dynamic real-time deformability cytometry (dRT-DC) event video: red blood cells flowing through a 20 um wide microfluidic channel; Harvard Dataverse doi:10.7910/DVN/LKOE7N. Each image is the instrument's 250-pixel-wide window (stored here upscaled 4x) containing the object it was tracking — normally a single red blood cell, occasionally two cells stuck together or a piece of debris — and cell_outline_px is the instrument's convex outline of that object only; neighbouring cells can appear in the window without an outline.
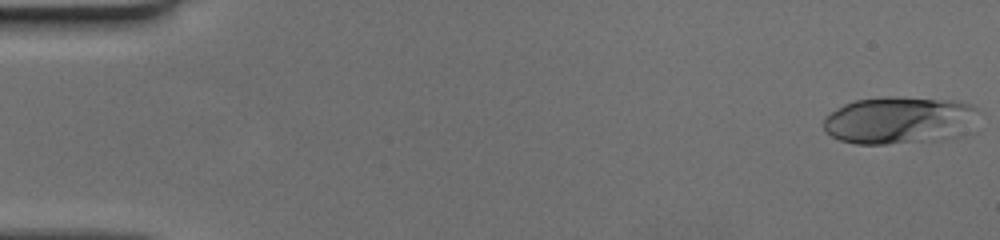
{"species": "human", "species_latin": "Homo sapiens", "temperature_condition": "cold", "stored_images_in_passage": 50, "camera_frame_rate_fps": 3000, "um_per_image_px": 0.085, "donor": {"sex": "female"}, "frame": {"image": 1, "passage_image": 1, "time_ms": 0.0, "image_size_px": [1000, 240], "cell_outline_px": [[976, 108], [960, 136], [940, 140], [888, 144], [856, 144], [840, 140], [824, 132], [824, 120], [832, 112], [844, 104], [856, 100], [884, 96], [904, 96], [960, 100], [972, 104]], "centroid_in_image_um": [76.38, 10.2], "position_along_channel_um": 8.6, "area_um2": 42.66}}
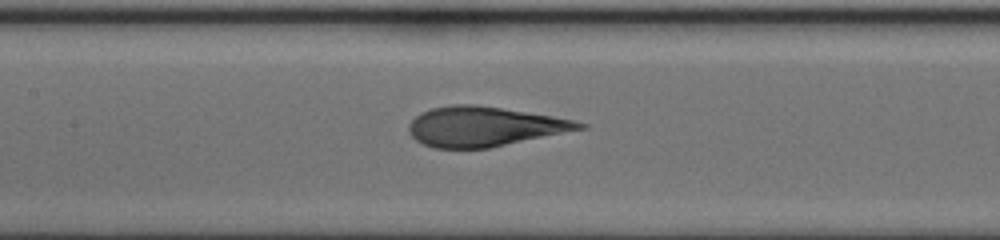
{"frame": {"image": 2, "passage_image": 24, "time_ms": 7.667, "image_size_px": [1000, 240], "cell_outline_px": [[588, 128], [488, 148], [436, 148], [424, 144], [416, 140], [408, 132], [408, 124], [420, 112], [432, 108], [452, 104], [472, 104], [500, 108], [552, 116], [572, 120], [588, 124]], "centroid_in_image_um": [41.14, 10.75], "position_along_channel_um": 166.3, "area_um2": 39.25}}
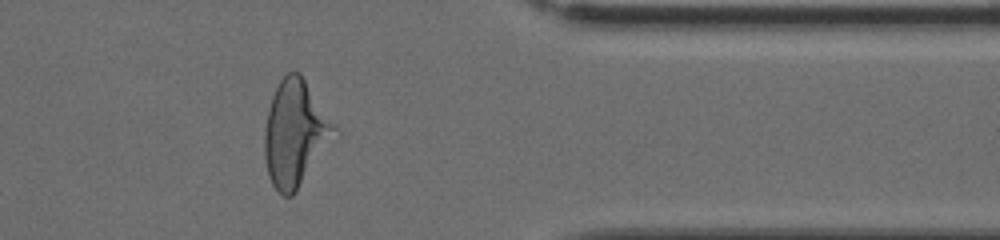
{"frame": {"image": 3, "passage_image": 41, "time_ms": 13.333, "image_size_px": [1000, 240], "cell_outline_px": [[340, 136], [296, 192], [292, 196], [284, 196], [272, 184], [268, 176], [264, 156], [264, 128], [268, 108], [272, 96], [280, 80], [288, 72], [300, 72], [336, 124], [340, 132]], "centroid_in_image_um": [25.15, 11.36], "position_along_channel_um": 386.2, "area_um2": 44.27}}